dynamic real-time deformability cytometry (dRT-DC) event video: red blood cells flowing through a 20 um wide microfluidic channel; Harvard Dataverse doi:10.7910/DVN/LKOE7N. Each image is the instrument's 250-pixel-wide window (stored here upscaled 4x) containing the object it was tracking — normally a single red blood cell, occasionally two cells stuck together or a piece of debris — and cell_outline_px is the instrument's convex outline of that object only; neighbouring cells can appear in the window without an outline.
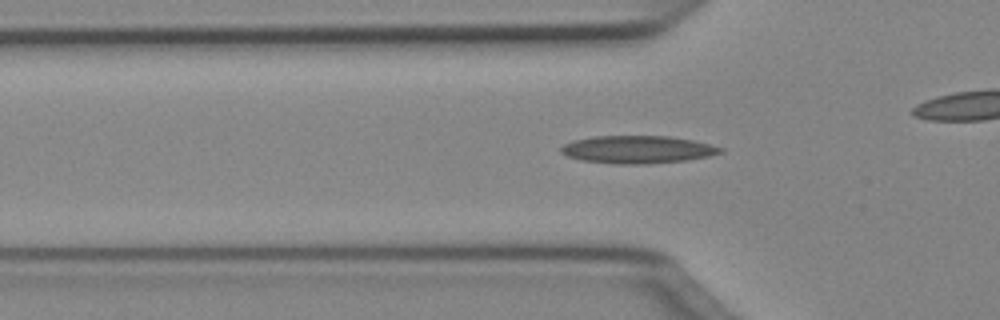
{"species": "Egyptian fruit bat (a non-hibernating species)", "species_latin": "Rousettus aegyptiacus", "temperature_condition": "cold", "stored_images_in_passage": 36, "camera_frame_rate_fps": 3000, "um_per_image_px": 0.085, "animal": {"sex": "female"}, "frame": {"image": 1, "passage_image": 11, "time_ms": 3.333, "image_size_px": [1000, 320], "cell_outline_px": [[724, 152], [708, 156], [688, 160], [648, 164], [616, 164], [580, 160], [568, 156], [560, 152], [560, 148], [564, 144], [576, 140], [596, 136], [668, 136], [692, 140], [724, 148]], "centroid_in_image_um": [54.2, 12.72], "position_along_channel_um": 71.6, "area_um2": 25.66}}
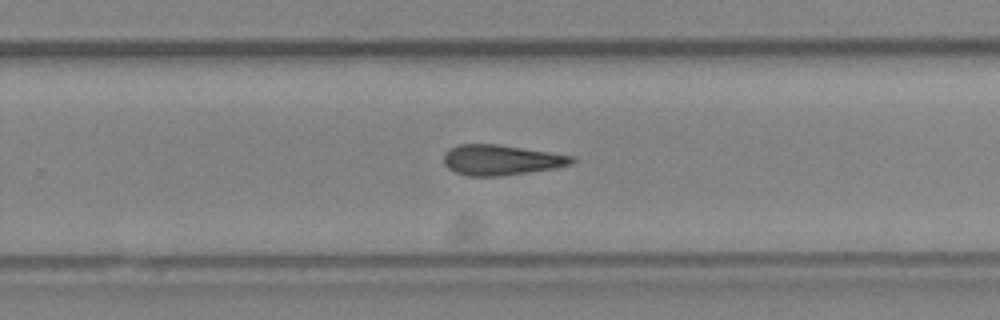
{"frame": {"image": 2, "passage_image": 27, "time_ms": 8.667, "image_size_px": [1000, 320], "cell_outline_px": [[576, 160], [572, 164], [556, 168], [500, 176], [472, 176], [456, 172], [448, 168], [444, 164], [444, 152], [448, 148], [456, 144], [496, 144], [576, 156]], "centroid_in_image_um": [42.6, 13.59], "position_along_channel_um": 287.2, "area_um2": 22.72}}
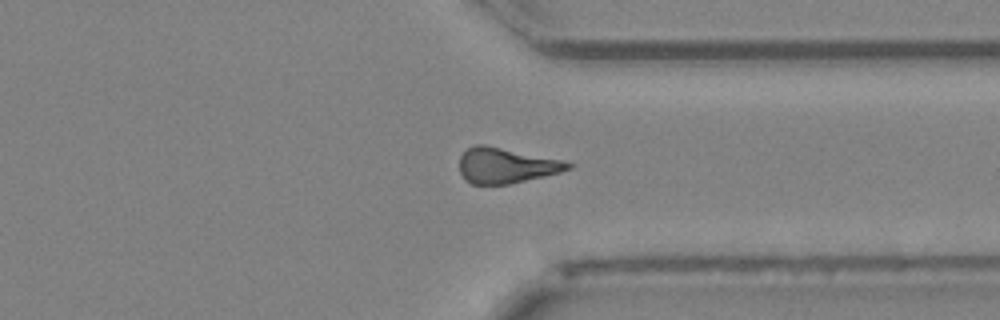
{"frame": {"image": 3, "passage_image": 33, "time_ms": 10.667, "image_size_px": [1000, 320], "cell_outline_px": [[576, 164], [572, 168], [560, 172], [544, 176], [508, 184], [472, 184], [464, 180], [460, 172], [460, 156], [468, 148], [476, 144], [484, 144], [564, 160]], "centroid_in_image_um": [43.03, 14.06], "position_along_channel_um": 368.4, "area_um2": 22.48}}